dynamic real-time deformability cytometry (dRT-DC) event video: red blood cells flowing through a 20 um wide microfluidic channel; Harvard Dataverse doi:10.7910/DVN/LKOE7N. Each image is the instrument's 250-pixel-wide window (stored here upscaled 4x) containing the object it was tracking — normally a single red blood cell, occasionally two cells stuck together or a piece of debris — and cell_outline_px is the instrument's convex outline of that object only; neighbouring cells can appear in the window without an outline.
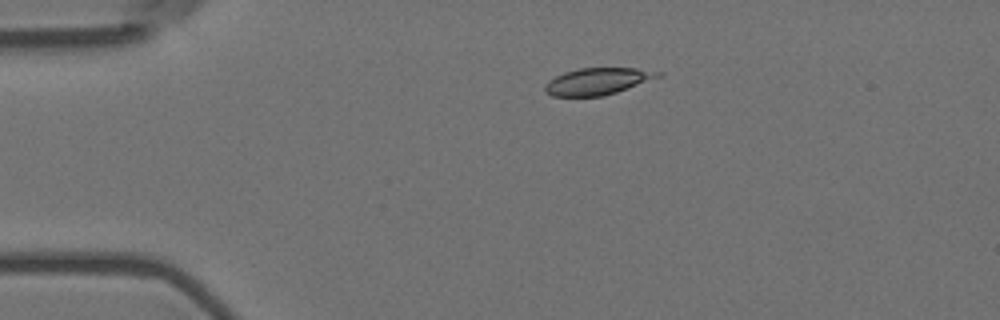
{"species": "Egyptian fruit bat (a non-hibernating species)", "species_latin": "Rousettus aegyptiacus", "temperature_condition": "room temperature", "stored_images_in_passage": 4, "camera_frame_rate_fps": 3000, "um_per_image_px": 0.085, "animal": {"sex": "female"}, "frame": {"image": 1, "passage_image": 1, "time_ms": 0.0, "image_size_px": [1000, 320], "cell_outline_px": [[664, 76], [604, 96], [552, 96], [544, 92], [544, 84], [548, 80], [564, 72], [580, 68], [636, 68], [664, 72]], "centroid_in_image_um": [50.82, 6.91], "position_along_channel_um": 34.2, "area_um2": 17.86}}
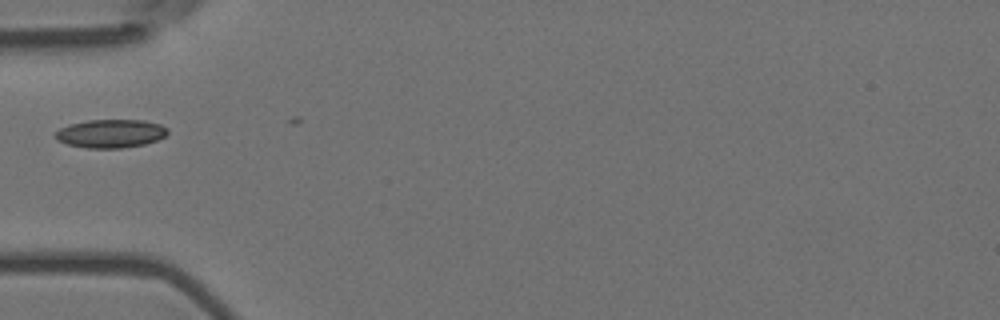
{"frame": {"image": 2, "passage_image": 3, "time_ms": 0.667, "image_size_px": [1000, 320], "cell_outline_px": [[168, 132], [164, 136], [156, 140], [144, 144], [120, 148], [88, 148], [68, 144], [56, 140], [52, 136], [60, 128], [68, 124], [88, 120], [144, 120], [160, 124], [168, 128]], "centroid_in_image_um": [9.37, 11.34], "position_along_channel_um": 75.6, "area_um2": 18.61}}
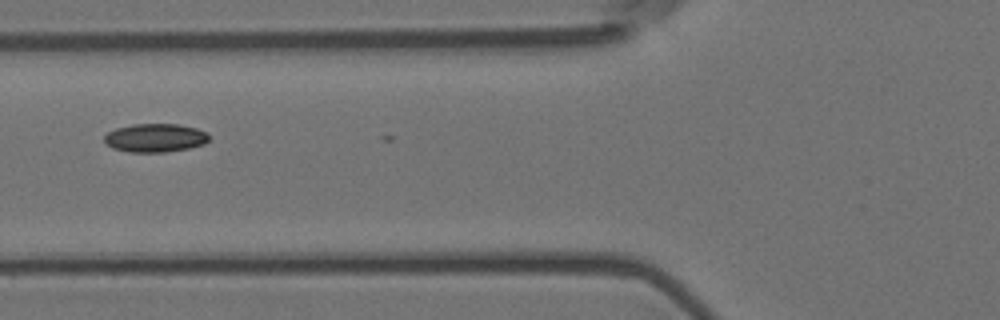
{"frame": {"image": 3, "passage_image": 4, "time_ms": 1.0, "image_size_px": [1000, 320], "cell_outline_px": [[208, 140], [204, 144], [188, 148], [164, 152], [132, 152], [112, 148], [104, 140], [104, 136], [108, 132], [116, 128], [132, 124], [180, 124], [196, 128], [208, 132]], "centroid_in_image_um": [13.2, 11.71], "position_along_channel_um": 112.6, "area_um2": 17.34}}